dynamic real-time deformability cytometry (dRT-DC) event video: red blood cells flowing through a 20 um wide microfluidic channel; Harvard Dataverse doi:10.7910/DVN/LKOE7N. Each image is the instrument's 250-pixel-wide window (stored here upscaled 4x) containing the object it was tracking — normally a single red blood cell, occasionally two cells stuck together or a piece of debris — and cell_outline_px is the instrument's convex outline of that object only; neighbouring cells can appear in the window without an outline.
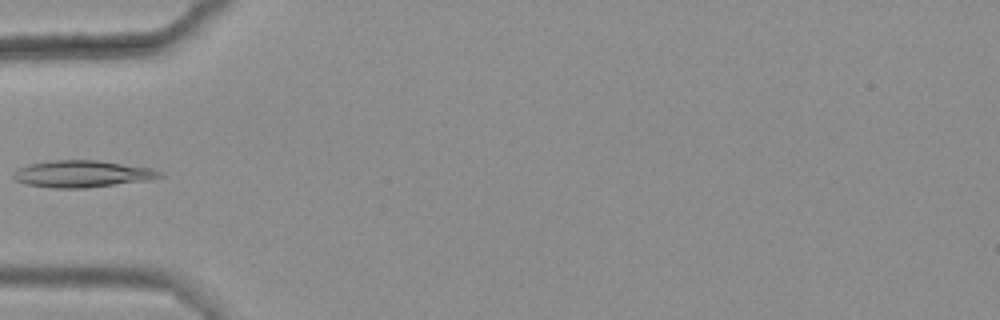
{"species": "common noctule bat (a hibernating species)", "species_latin": "Nyctalus noctula", "temperature_condition": "warm", "stored_images_in_passage": 6, "camera_frame_rate_fps": 3000, "um_per_image_px": 0.085, "animal": {"sex": "female", "body_mass_g": 25.1}, "frame": {"image": 1, "passage_image": 5, "time_ms": 1.333, "image_size_px": [1000, 320], "cell_outline_px": [[164, 176], [148, 180], [88, 188], [52, 188], [28, 184], [12, 180], [12, 172], [28, 164], [52, 160], [96, 160], [152, 168], [160, 172]], "centroid_in_image_um": [6.95, 14.78], "position_along_channel_um": 78.1, "area_um2": 22.95}}
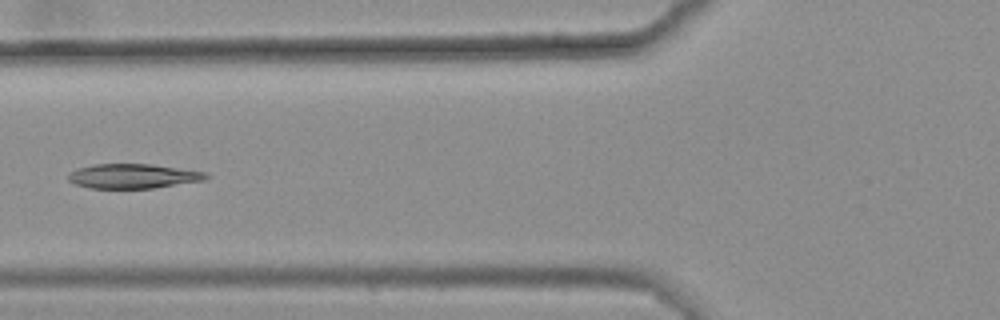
{"frame": {"image": 2, "passage_image": 6, "time_ms": 1.667, "image_size_px": [1000, 320], "cell_outline_px": [[208, 176], [204, 180], [152, 188], [88, 188], [76, 184], [68, 180], [68, 176], [76, 168], [92, 164], [152, 164], [208, 172]], "centroid_in_image_um": [11.3, 14.96], "position_along_channel_um": 114.5, "area_um2": 19.65}}